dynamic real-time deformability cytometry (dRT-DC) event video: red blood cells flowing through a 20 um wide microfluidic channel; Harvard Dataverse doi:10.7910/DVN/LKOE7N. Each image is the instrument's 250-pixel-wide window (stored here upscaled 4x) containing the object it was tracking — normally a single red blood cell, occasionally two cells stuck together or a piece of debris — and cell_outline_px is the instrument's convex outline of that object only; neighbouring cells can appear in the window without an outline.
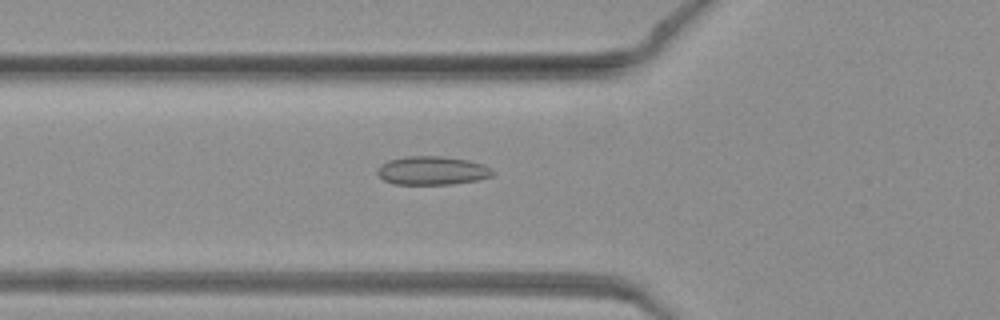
{"species": "common noctule bat (a hibernating species)", "species_latin": "Nyctalus noctula", "temperature_condition": "warm", "stored_images_in_passage": 43, "camera_frame_rate_fps": 3000, "um_per_image_px": 0.085, "animal": {"sex": "female", "body_mass_g": 19.3, "forearm_length_mm": 54.1}, "frame": {"image": 1, "passage_image": 11, "time_ms": 3.333, "image_size_px": [1000, 320], "cell_outline_px": [[496, 172], [492, 176], [476, 180], [452, 184], [396, 184], [384, 180], [376, 172], [380, 164], [388, 160], [404, 156], [440, 156], [468, 160], [484, 164], [492, 168]], "centroid_in_image_um": [36.75, 14.49], "position_along_channel_um": 89.0, "area_um2": 19.31}}
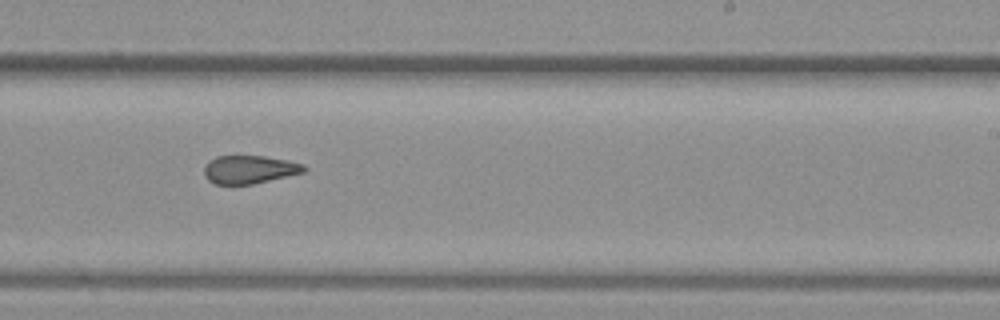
{"frame": {"image": 2, "passage_image": 24, "time_ms": 7.667, "image_size_px": [1000, 320], "cell_outline_px": [[308, 168], [304, 172], [252, 184], [216, 184], [208, 180], [204, 176], [204, 168], [208, 160], [216, 156], [264, 156], [288, 160], [304, 164]], "centroid_in_image_um": [21.19, 14.4], "position_along_channel_um": 267.8, "area_um2": 16.42}}
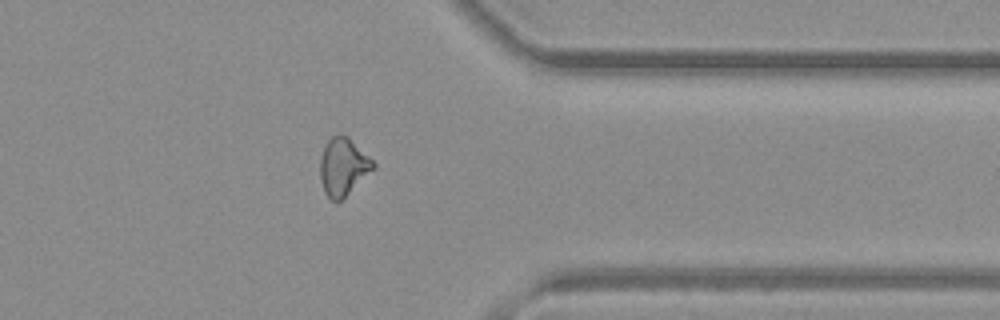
{"frame": {"image": 3, "passage_image": 33, "time_ms": 10.667, "image_size_px": [1000, 320], "cell_outline_px": [[376, 168], [336, 204], [324, 192], [320, 180], [320, 156], [328, 140], [332, 136], [340, 132], [348, 136], [376, 164]], "centroid_in_image_um": [29.16, 14.16], "position_along_channel_um": 382.2, "area_um2": 17.92}}